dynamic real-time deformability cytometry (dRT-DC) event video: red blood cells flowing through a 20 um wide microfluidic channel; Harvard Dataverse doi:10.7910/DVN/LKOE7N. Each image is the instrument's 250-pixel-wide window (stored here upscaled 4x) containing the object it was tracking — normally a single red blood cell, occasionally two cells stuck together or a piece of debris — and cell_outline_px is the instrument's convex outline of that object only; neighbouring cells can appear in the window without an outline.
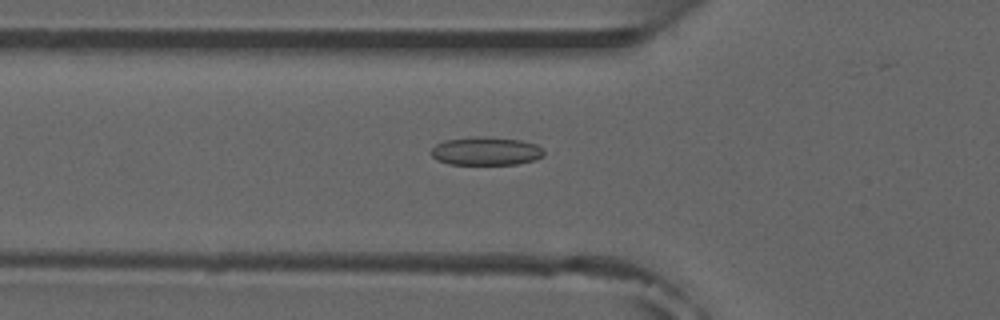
{"species": "common noctule bat (a hibernating species)", "species_latin": "Nyctalus noctula", "temperature_condition": "room temperature", "stored_images_in_passage": 42, "camera_frame_rate_fps": 3000, "um_per_image_px": 0.085, "animal": {"sex": "male", "forearm_length_mm": 52.5}, "frame": {"image": 1, "passage_image": 18, "time_ms": 5.667, "image_size_px": [1000, 320], "cell_outline_px": [[544, 156], [532, 160], [516, 164], [448, 164], [436, 160], [432, 156], [432, 148], [436, 144], [444, 140], [472, 136], [488, 136], [520, 140], [536, 144], [544, 148]], "centroid_in_image_um": [41.3, 12.83], "position_along_channel_um": 84.5, "area_um2": 18.79}}